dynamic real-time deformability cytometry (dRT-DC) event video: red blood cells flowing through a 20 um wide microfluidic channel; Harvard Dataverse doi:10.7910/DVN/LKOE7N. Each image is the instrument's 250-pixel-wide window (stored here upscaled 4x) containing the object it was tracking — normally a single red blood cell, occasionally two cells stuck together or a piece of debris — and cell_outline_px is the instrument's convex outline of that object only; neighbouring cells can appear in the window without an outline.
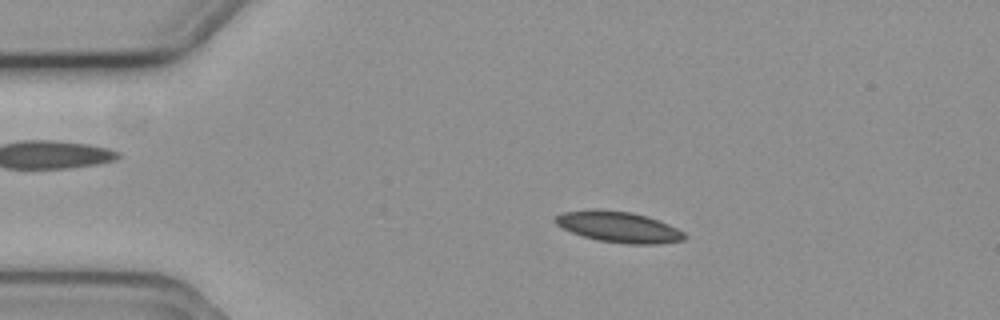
{"species": "common noctule bat (a hibernating species)", "species_latin": "Nyctalus noctula", "temperature_condition": "cold", "stored_images_in_passage": 11, "camera_frame_rate_fps": 3000, "um_per_image_px": 0.085, "animal": {"sex": "female", "body_mass_g": 19.3, "forearm_length_mm": 54.1}, "frame": {"image": 1, "passage_image": 5, "time_ms": 1.333, "image_size_px": [1000, 320], "cell_outline_px": [[688, 236], [684, 240], [660, 244], [628, 244], [596, 240], [572, 232], [556, 224], [552, 220], [556, 216], [564, 212], [592, 208], [600, 208], [632, 212], [648, 216], [668, 224], [684, 232]], "centroid_in_image_um": [52.59, 19.28], "position_along_channel_um": 32.4, "area_um2": 23.52}}
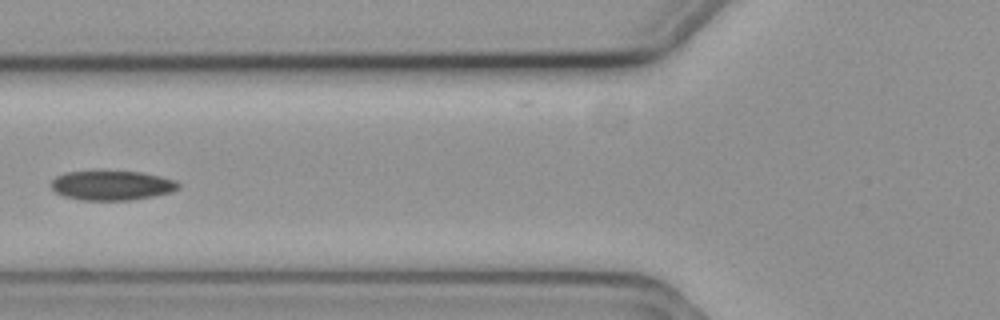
{"frame": {"image": 2, "passage_image": 8, "time_ms": 2.333, "image_size_px": [1000, 320], "cell_outline_px": [[180, 188], [172, 192], [132, 200], [80, 200], [64, 196], [56, 192], [52, 188], [52, 180], [56, 176], [64, 172], [140, 172], [160, 176], [176, 180], [180, 184]], "centroid_in_image_um": [9.53, 15.77], "position_along_channel_um": 116.3, "area_um2": 21.73}}
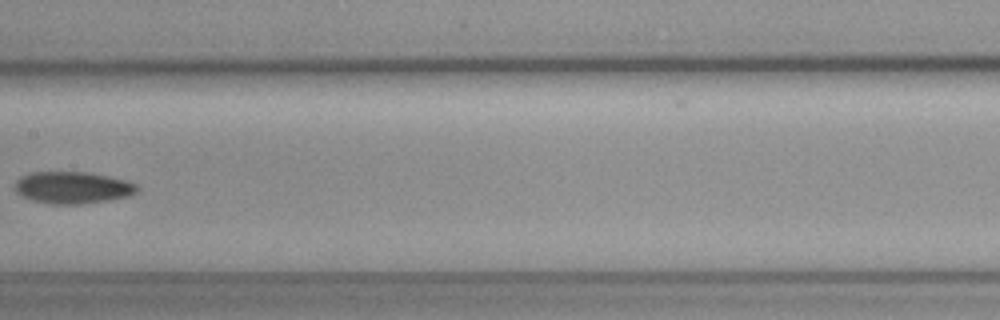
{"frame": {"image": 3, "passage_image": 10, "time_ms": 3.0, "image_size_px": [1000, 320], "cell_outline_px": [[140, 188], [136, 192], [128, 196], [108, 200], [80, 204], [52, 204], [32, 200], [20, 196], [16, 192], [16, 180], [20, 176], [32, 172], [88, 172], [128, 180], [136, 184]], "centroid_in_image_um": [6.18, 15.94], "position_along_channel_um": 201.2, "area_um2": 22.83}}